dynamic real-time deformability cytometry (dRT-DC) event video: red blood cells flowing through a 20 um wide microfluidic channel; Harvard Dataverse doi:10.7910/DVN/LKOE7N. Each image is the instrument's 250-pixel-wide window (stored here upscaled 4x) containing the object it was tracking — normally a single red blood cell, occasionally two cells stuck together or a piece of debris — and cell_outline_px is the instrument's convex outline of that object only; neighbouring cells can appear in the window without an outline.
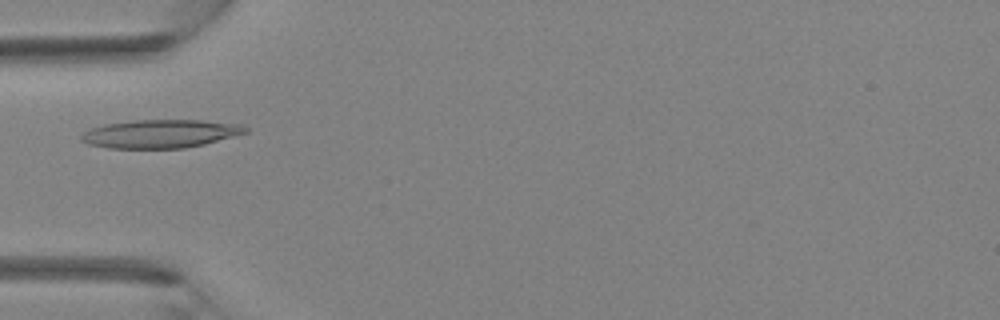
{"species": "Egyptian fruit bat (a non-hibernating species)", "species_latin": "Rousettus aegyptiacus", "temperature_condition": "room temperature", "stored_images_in_passage": 38, "camera_frame_rate_fps": 3000, "um_per_image_px": 0.085, "animal": {"sex": "female"}, "frame": {"image": 1, "passage_image": 11, "time_ms": 3.333, "image_size_px": [1000, 320], "cell_outline_px": [[248, 132], [204, 144], [184, 148], [108, 148], [88, 144], [80, 140], [80, 136], [84, 132], [92, 128], [104, 124], [132, 120], [200, 120], [240, 124], [248, 128]], "centroid_in_image_um": [13.61, 11.37], "position_along_channel_um": 71.4, "area_um2": 27.05}}
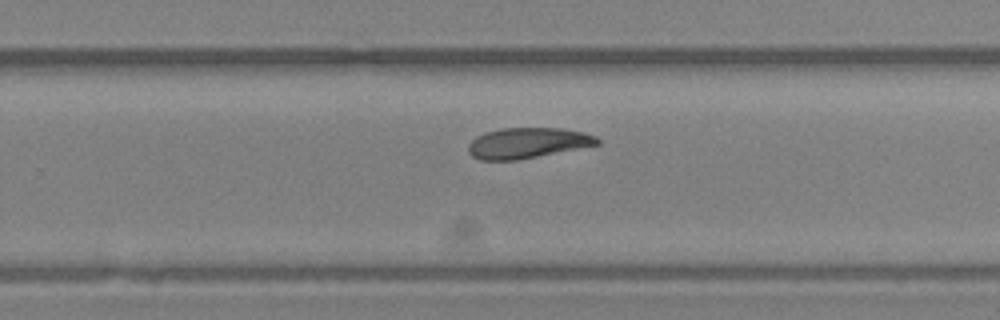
{"frame": {"image": 2, "passage_image": 24, "time_ms": 7.667, "image_size_px": [1000, 320], "cell_outline_px": [[600, 144], [516, 160], [480, 160], [472, 156], [468, 152], [468, 144], [476, 136], [484, 132], [504, 128], [560, 128], [584, 132], [596, 136], [600, 140]], "centroid_in_image_um": [44.82, 12.15], "position_along_channel_um": 285.0, "area_um2": 22.89}}
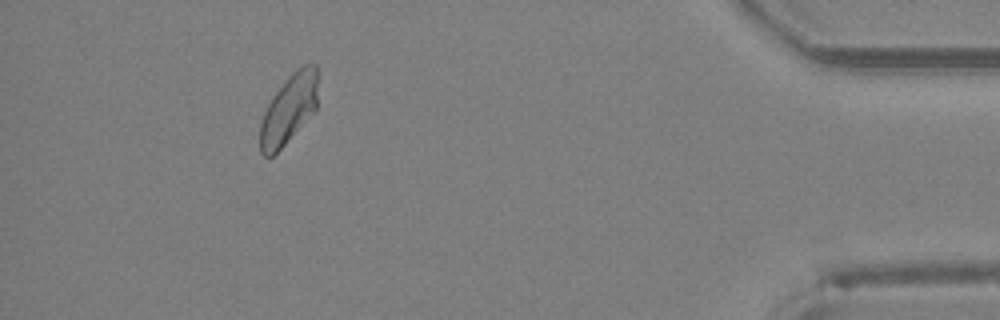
{"frame": {"image": 3, "passage_image": 35, "time_ms": 11.333, "image_size_px": [1000, 320], "cell_outline_px": [[316, 108], [284, 144], [272, 156], [264, 156], [260, 152], [260, 124], [264, 112], [272, 96], [288, 76], [296, 68], [304, 64], [316, 64]], "centroid_in_image_um": [24.51, 9.25], "position_along_channel_um": 410.7, "area_um2": 22.72}}